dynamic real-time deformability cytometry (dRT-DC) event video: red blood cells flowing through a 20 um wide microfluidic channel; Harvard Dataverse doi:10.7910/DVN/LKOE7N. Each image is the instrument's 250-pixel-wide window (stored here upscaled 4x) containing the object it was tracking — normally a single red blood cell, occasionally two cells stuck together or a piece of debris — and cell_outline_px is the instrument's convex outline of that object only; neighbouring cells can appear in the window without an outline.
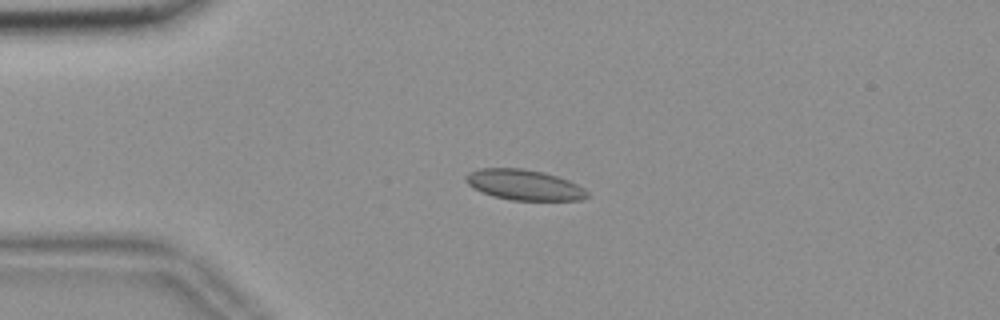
{"species": "common noctule bat (a hibernating species)", "species_latin": "Nyctalus noctula", "temperature_condition": "room temperature", "stored_images_in_passage": 56, "camera_frame_rate_fps": 3000, "um_per_image_px": 0.085, "animal": {"sex": "female", "body_mass_g": 18.4}, "frame": {"image": 1, "passage_image": 13, "time_ms": 4.0, "image_size_px": [1000, 320], "cell_outline_px": [[588, 196], [580, 200], [512, 200], [492, 196], [472, 188], [464, 180], [464, 176], [468, 172], [480, 168], [524, 168], [544, 172], [568, 180], [584, 188], [588, 192]], "centroid_in_image_um": [44.51, 15.7], "position_along_channel_um": 40.5, "area_um2": 21.68}}
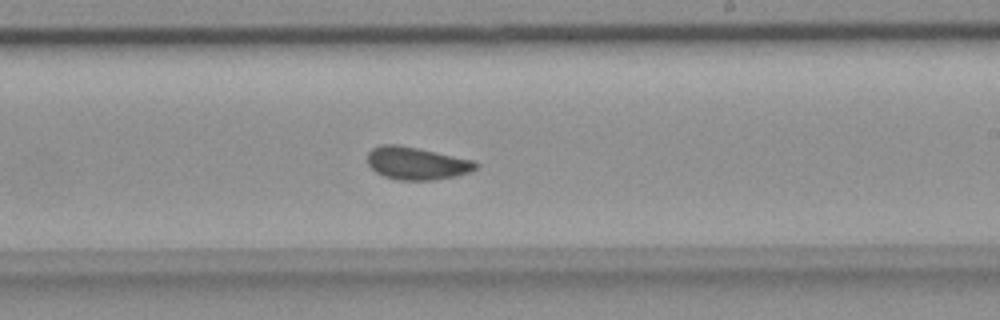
{"frame": {"image": 2, "passage_image": 33, "time_ms": 10.667, "image_size_px": [1000, 320], "cell_outline_px": [[480, 164], [476, 168], [468, 172], [456, 176], [432, 180], [396, 180], [384, 176], [376, 172], [368, 164], [368, 152], [372, 148], [380, 144], [400, 144], [476, 160]], "centroid_in_image_um": [35.43, 13.86], "position_along_channel_um": 253.6, "area_um2": 20.87}}
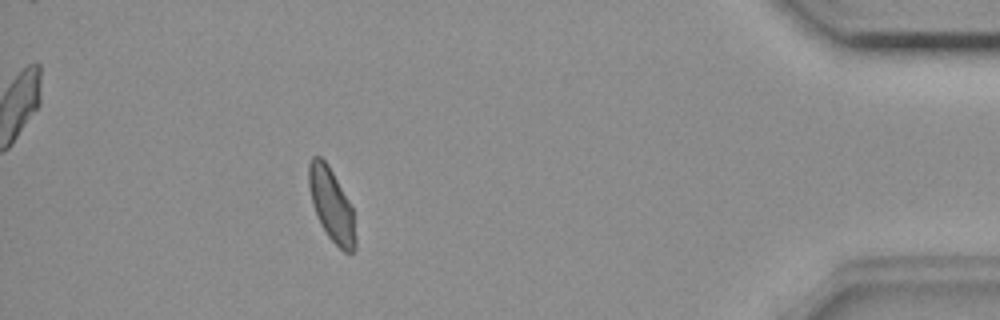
{"frame": {"image": 3, "passage_image": 50, "time_ms": 16.333, "image_size_px": [1000, 320], "cell_outline_px": [[356, 248], [352, 252], [344, 252], [328, 236], [320, 224], [312, 204], [308, 184], [308, 164], [312, 156], [320, 156], [328, 164], [348, 200], [352, 208], [356, 240]], "centroid_in_image_um": [28.16, 17.41], "position_along_channel_um": 407.0, "area_um2": 19.71}, "authors_computed_cell_mechanics": {"area_um2": 20.6057, "velocity_mm_per_s": 3.6116, "shape_relaxation_time_tau1_ms": null, "shape_relaxation_time_tau2_ms": 1.1605, "deformation_change_tau1": null, "deformation_change_tau2": 0.0628}}